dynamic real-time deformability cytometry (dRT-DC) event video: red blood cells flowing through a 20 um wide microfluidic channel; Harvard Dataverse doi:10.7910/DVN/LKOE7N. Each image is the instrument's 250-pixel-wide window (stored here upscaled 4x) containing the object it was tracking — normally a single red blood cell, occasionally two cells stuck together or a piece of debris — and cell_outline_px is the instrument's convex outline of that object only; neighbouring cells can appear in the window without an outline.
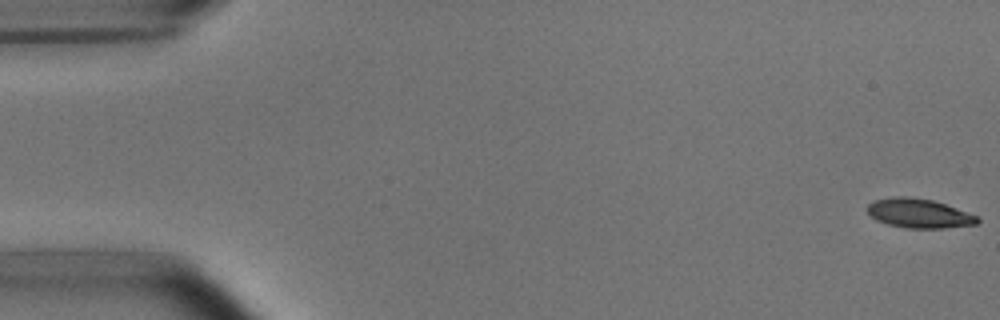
{"species": "common noctule bat (a hibernating species)", "species_latin": "Nyctalus noctula", "temperature_condition": "room temperature", "stored_images_in_passage": 50, "camera_frame_rate_fps": 3000, "um_per_image_px": 0.085, "animal": {"sex": "male", "body_mass_g": 15.6}, "frame": {"image": 1, "passage_image": 1, "time_ms": 0.0, "image_size_px": [1000, 320], "cell_outline_px": [[980, 220], [976, 224], [944, 228], [908, 228], [888, 224], [876, 220], [868, 212], [868, 204], [872, 200], [892, 196], [908, 196], [932, 200], [980, 216]], "centroid_in_image_um": [78.11, 18.12], "position_along_channel_um": 6.9, "area_um2": 18.79}}
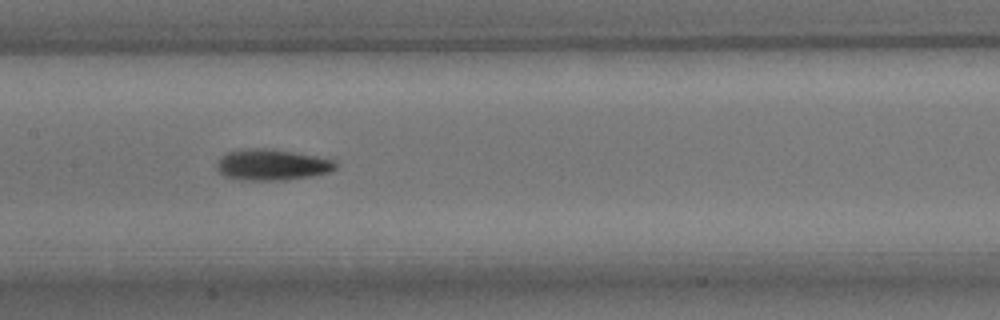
{"frame": {"image": 2, "passage_image": 26, "time_ms": 8.333, "image_size_px": [1000, 320], "cell_outline_px": [[336, 168], [328, 172], [312, 176], [284, 180], [244, 180], [224, 176], [216, 168], [216, 164], [220, 156], [228, 152], [248, 148], [272, 148], [316, 156], [336, 160]], "centroid_in_image_um": [23.11, 14.0], "position_along_channel_um": 184.3, "area_um2": 21.62}}
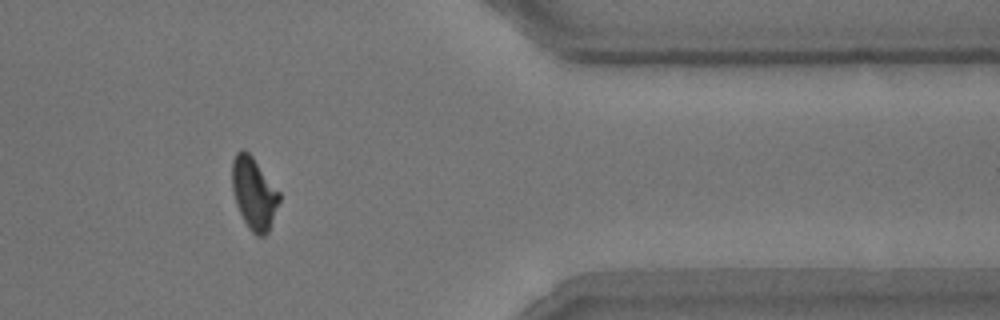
{"frame": {"image": 3, "passage_image": 44, "time_ms": 14.333, "image_size_px": [1000, 320], "cell_outline_px": [[280, 200], [268, 232], [264, 236], [256, 236], [248, 228], [236, 204], [232, 188], [232, 160], [236, 152], [240, 148], [244, 148], [252, 156], [280, 192]], "centroid_in_image_um": [21.57, 16.41], "position_along_channel_um": 389.8, "area_um2": 19.83}}